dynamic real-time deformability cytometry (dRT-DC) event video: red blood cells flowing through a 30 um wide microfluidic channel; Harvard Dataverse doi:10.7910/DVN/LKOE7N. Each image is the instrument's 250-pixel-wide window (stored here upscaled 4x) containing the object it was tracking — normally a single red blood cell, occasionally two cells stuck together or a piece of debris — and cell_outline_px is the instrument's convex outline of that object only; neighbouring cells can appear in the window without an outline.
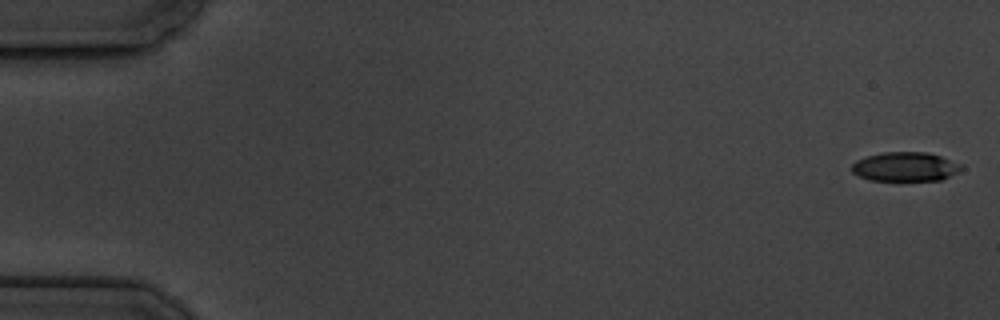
{"species": "common noctule bat (a hibernating species)", "species_latin": "Nyctalus noctula", "temperature_condition": "cold", "stored_images_in_passage": 6, "camera_frame_rate_fps": 3000, "um_per_image_px": 0.085, "animal": {"sex": "male", "body_mass_g": 19.5, "forearm_length_mm": 54.6}, "frame": {"image": 1, "passage_image": 1, "time_ms": 0.0, "image_size_px": [1000, 320], "cell_outline_px": [[964, 168], [940, 180], [868, 180], [852, 172], [852, 164], [856, 160], [868, 156], [884, 152], [928, 152], [964, 164]], "centroid_in_image_um": [76.96, 14.16], "position_along_channel_um": 8.0, "area_um2": 18.55}}
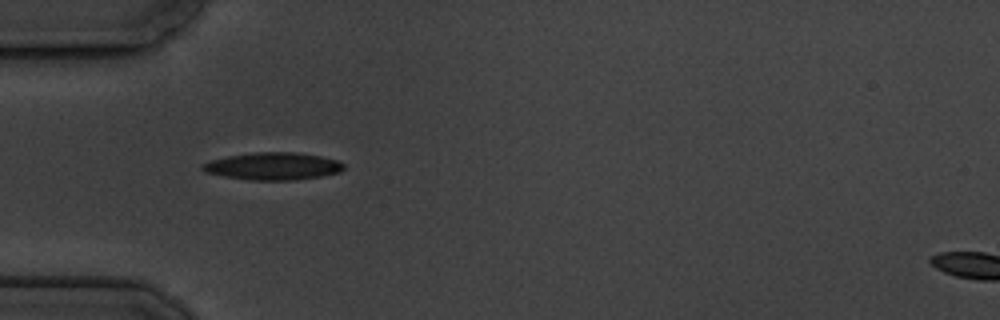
{"frame": {"image": 2, "passage_image": 5, "time_ms": 5.667, "image_size_px": [1000, 320], "cell_outline_px": [[344, 168], [340, 172], [320, 176], [292, 180], [252, 180], [224, 176], [204, 172], [200, 168], [200, 164], [212, 160], [228, 156], [256, 152], [296, 152], [320, 156], [340, 160], [344, 164]], "centroid_in_image_um": [23.21, 14.12], "position_along_channel_um": 61.8, "area_um2": 22.54}}